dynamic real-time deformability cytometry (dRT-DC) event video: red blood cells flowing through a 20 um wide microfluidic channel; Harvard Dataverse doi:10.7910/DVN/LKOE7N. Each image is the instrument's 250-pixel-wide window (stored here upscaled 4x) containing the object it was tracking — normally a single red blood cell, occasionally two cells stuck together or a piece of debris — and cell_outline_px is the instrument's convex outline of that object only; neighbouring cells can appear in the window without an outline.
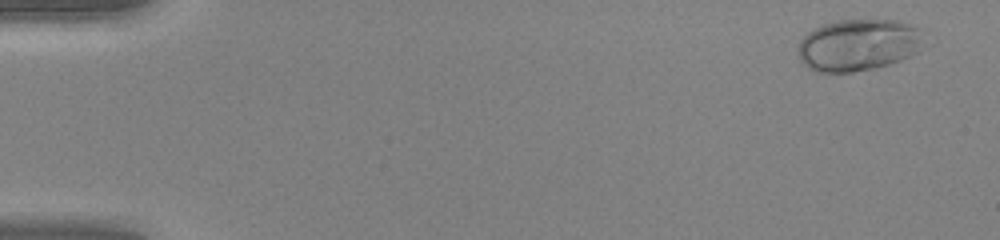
{"species": "human", "species_latin": "Homo sapiens", "temperature_condition": "warm", "stored_images_in_passage": 47, "camera_frame_rate_fps": 3000, "um_per_image_px": 0.085, "donor": {"sex": "female"}, "frame": {"image": 1, "passage_image": 1, "time_ms": 0.0, "image_size_px": [1000, 240], "cell_outline_px": [[920, 28], [916, 52], [900, 60], [876, 68], [852, 72], [816, 72], [808, 68], [800, 60], [796, 48], [800, 40], [808, 32], [824, 24], [840, 20], [900, 20]], "centroid_in_image_um": [72.87, 3.83], "position_along_channel_um": 12.1, "area_um2": 37.63}}
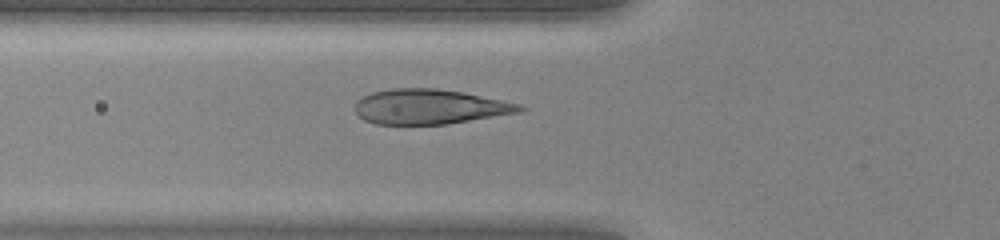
{"frame": {"image": 2, "passage_image": 17, "time_ms": 5.333, "image_size_px": [1000, 240], "cell_outline_px": [[528, 108], [520, 112], [448, 124], [376, 124], [364, 120], [356, 112], [356, 100], [372, 92], [392, 88], [436, 88], [464, 92], [520, 104]], "centroid_in_image_um": [36.53, 9.07], "position_along_channel_um": 89.3, "area_um2": 33.47}}
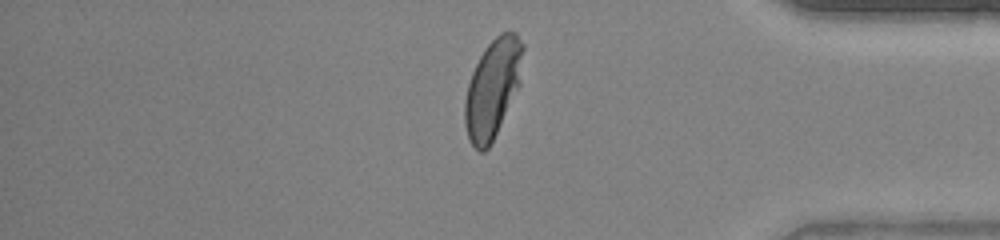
{"frame": {"image": 3, "passage_image": 40, "time_ms": 13.0, "image_size_px": [1000, 240], "cell_outline_px": [[524, 48], [520, 84], [488, 148], [484, 152], [480, 152], [468, 140], [464, 120], [464, 100], [468, 84], [472, 72], [480, 56], [488, 44], [500, 32], [516, 32], [524, 44]], "centroid_in_image_um": [41.87, 7.48], "position_along_channel_um": 393.3, "area_um2": 33.18}, "authors_computed_cell_mechanics": {"area_um2": 33.813, "velocity_mm_per_s": 4.2281, "shape_relaxation_time_tau1_ms": 2.7418, "shape_relaxation_time_tau2_ms": null, "deformation_change_tau1": 0.1975, "deformation_change_tau2": null}}